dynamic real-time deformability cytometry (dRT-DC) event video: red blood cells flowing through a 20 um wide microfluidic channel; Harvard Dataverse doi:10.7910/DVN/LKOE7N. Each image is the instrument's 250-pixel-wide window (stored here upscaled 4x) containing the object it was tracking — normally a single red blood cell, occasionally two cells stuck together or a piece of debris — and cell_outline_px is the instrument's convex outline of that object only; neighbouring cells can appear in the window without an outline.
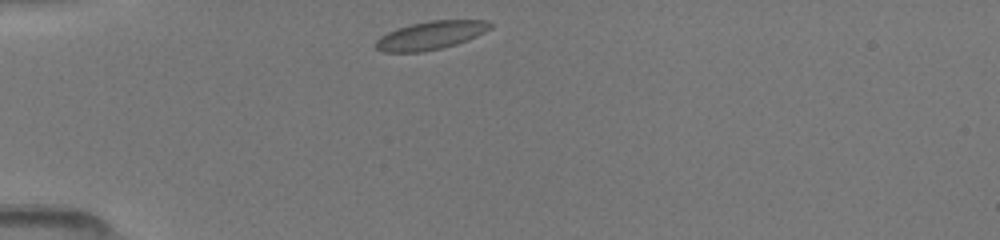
{"species": "common noctule bat (a hibernating species)", "species_latin": "Nyctalus noctula", "temperature_condition": "room temperature", "stored_images_in_passage": 16, "camera_frame_rate_fps": 3000, "um_per_image_px": 0.085, "animal": {"sex": "female", "body_mass_g": 19.5, "forearm_length_mm": 54.1}, "frame": {"image": 1, "passage_image": 1, "time_ms": 0.0, "image_size_px": [1000, 240], "cell_outline_px": [[492, 28], [476, 36], [456, 44], [440, 48], [420, 52], [384, 52], [376, 48], [376, 40], [380, 36], [396, 28], [412, 24], [432, 20], [484, 20], [492, 24]], "centroid_in_image_um": [36.6, 3.0], "position_along_channel_um": 48.4, "area_um2": 18.67}}
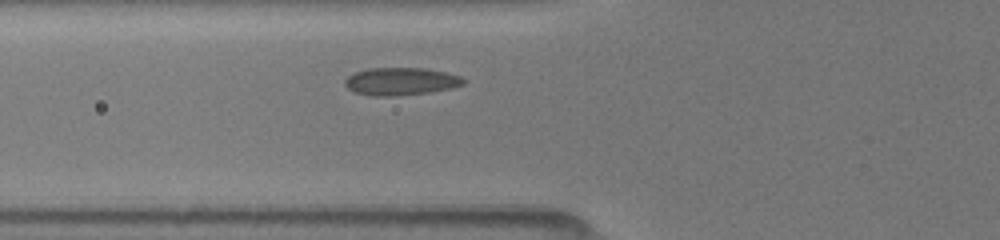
{"frame": {"image": 2, "passage_image": 12, "time_ms": 1.667, "image_size_px": [1000, 240], "cell_outline_px": [[464, 84], [448, 88], [428, 92], [392, 96], [372, 96], [356, 92], [348, 88], [344, 84], [344, 80], [348, 76], [356, 72], [368, 68], [420, 68], [444, 72], [460, 76], [464, 80]], "centroid_in_image_um": [34.01, 6.91], "position_along_channel_um": 91.8, "area_um2": 18.73}}